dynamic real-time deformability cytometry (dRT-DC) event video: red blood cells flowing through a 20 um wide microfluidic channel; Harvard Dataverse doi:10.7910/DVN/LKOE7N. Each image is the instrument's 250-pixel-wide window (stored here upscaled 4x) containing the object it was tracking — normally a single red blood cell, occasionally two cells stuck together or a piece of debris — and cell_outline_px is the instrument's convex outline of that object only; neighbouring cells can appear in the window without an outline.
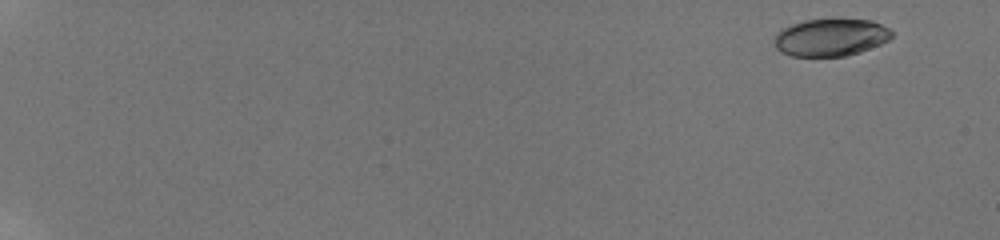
{"species": "human", "species_latin": "Homo sapiens", "temperature_condition": "room temperature", "stored_images_in_passage": 77, "camera_frame_rate_fps": 3000, "um_per_image_px": 0.085, "donor": {"sex": "male"}, "frame": {"image": 1, "passage_image": 1, "time_ms": 0.0, "image_size_px": [1000, 240], "cell_outline_px": [[892, 36], [888, 40], [880, 44], [860, 52], [844, 56], [792, 56], [776, 48], [772, 40], [776, 32], [792, 24], [804, 20], [832, 16], [836, 16], [872, 20], [888, 28], [892, 32]], "centroid_in_image_um": [70.6, 3.12], "position_along_channel_um": 14.4, "area_um2": 26.41}}
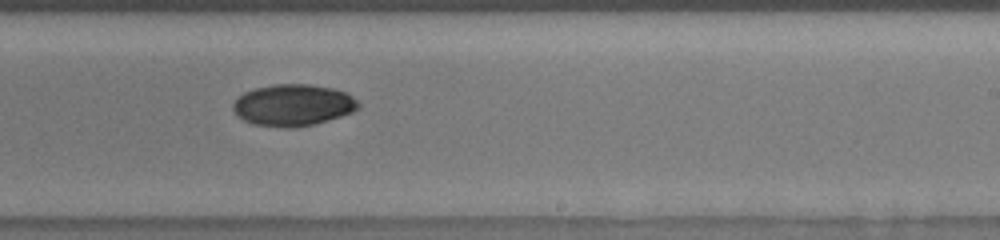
{"frame": {"image": 2, "passage_image": 51, "time_ms": 12.0, "image_size_px": [1000, 240], "cell_outline_px": [[360, 108], [352, 112], [340, 116], [312, 124], [296, 128], [284, 128], [252, 124], [236, 116], [232, 108], [232, 104], [244, 92], [256, 88], [272, 84], [308, 84], [332, 88], [348, 92], [360, 104]], "centroid_in_image_um": [24.9, 8.93], "position_along_channel_um": 264.1, "area_um2": 30.52}}
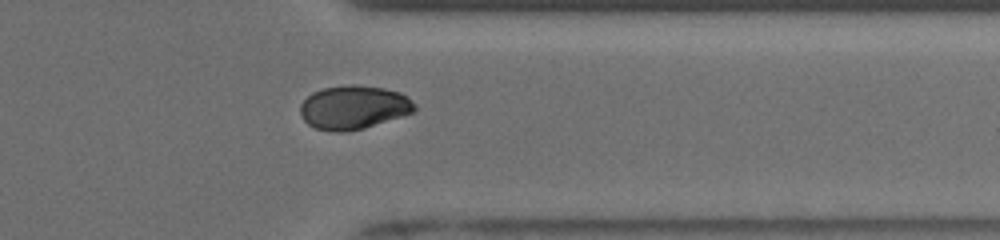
{"frame": {"image": 3, "passage_image": 69, "time_ms": 15.0, "image_size_px": [1000, 240], "cell_outline_px": [[416, 108], [412, 112], [364, 128], [344, 132], [332, 132], [316, 128], [308, 124], [300, 116], [300, 104], [312, 92], [324, 88], [348, 84], [352, 84], [384, 88], [400, 92], [416, 104]], "centroid_in_image_um": [30.02, 9.12], "position_along_channel_um": 381.4, "area_um2": 29.02}, "authors_computed_cell_mechanics": {"area_um2": 29.0734, "velocity_mm_per_s": 3.9012, "shape_relaxation_time_tau1_ms": 5.6433, "shape_relaxation_time_tau2_ms": null, "deformation_change_tau1": 0.1212, "deformation_change_tau2": null}}